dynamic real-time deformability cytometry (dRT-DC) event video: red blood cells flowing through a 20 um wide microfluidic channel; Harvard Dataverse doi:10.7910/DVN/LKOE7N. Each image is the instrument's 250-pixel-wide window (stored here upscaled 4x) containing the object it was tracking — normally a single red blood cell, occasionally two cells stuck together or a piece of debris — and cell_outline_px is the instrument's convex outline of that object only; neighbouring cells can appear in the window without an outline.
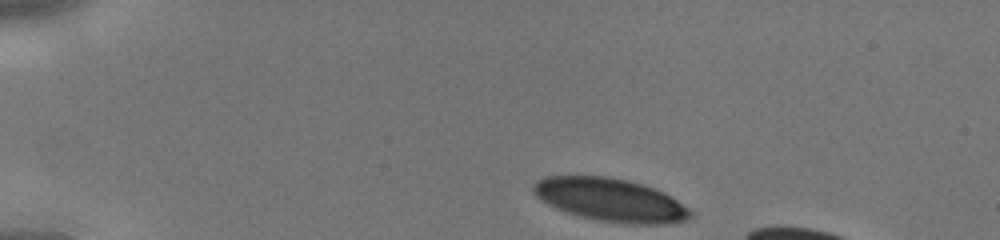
{"species": "human", "species_latin": "Homo sapiens", "temperature_condition": "cold", "stored_images_in_passage": 32, "camera_frame_rate_fps": 3000, "um_per_image_px": 0.085, "donor": {"sex": "male"}, "frame": {"image": 1, "passage_image": 1, "time_ms": 0.0, "image_size_px": [1000, 240], "cell_outline_px": [[696, 216], [688, 220], [668, 224], [624, 224], [600, 220], [580, 216], [568, 212], [548, 204], [540, 200], [532, 192], [532, 184], [536, 180], [544, 176], [608, 176], [628, 180], [664, 192], [688, 208]], "centroid_in_image_um": [51.89, 16.99], "position_along_channel_um": 33.1, "area_um2": 39.54}}
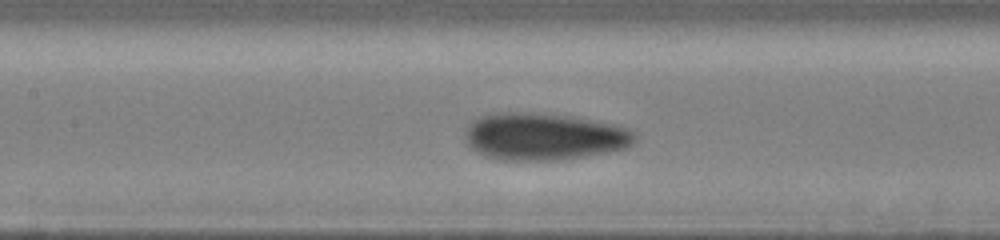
{"frame": {"image": 2, "passage_image": 14, "time_ms": 4.333, "image_size_px": [1000, 240], "cell_outline_px": [[636, 140], [632, 144], [624, 148], [608, 152], [584, 156], [556, 160], [504, 160], [484, 156], [476, 152], [464, 140], [464, 132], [472, 120], [480, 116], [492, 112], [528, 112], [572, 116], [616, 124], [628, 128], [636, 136]], "centroid_in_image_um": [46.19, 11.59], "position_along_channel_um": 161.2, "area_um2": 46.99}}
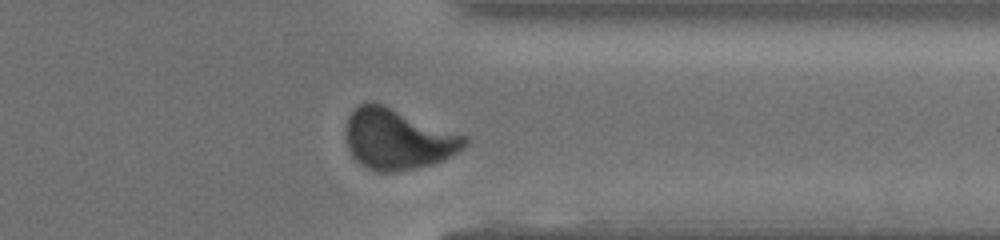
{"frame": {"image": 3, "passage_image": 28, "time_ms": 9.0, "image_size_px": [1000, 240], "cell_outline_px": [[468, 144], [464, 148], [452, 156], [432, 164], [416, 168], [392, 172], [376, 172], [360, 164], [352, 156], [348, 148], [344, 128], [348, 116], [360, 104], [368, 100], [372, 100], [384, 104], [468, 136]], "centroid_in_image_um": [33.8, 11.81], "position_along_channel_um": 377.6, "area_um2": 42.6}}